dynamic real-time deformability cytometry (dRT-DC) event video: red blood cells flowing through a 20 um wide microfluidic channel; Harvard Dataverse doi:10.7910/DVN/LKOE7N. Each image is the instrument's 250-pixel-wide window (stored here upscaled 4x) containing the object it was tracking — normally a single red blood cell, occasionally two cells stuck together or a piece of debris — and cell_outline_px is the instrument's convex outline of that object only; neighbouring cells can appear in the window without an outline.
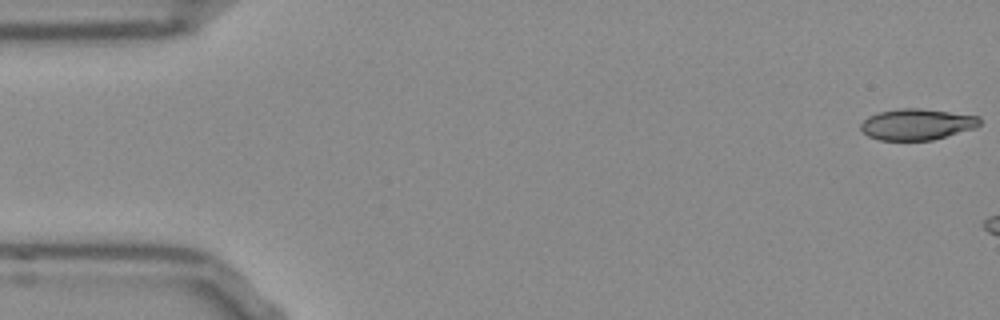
{"species": "Egyptian fruit bat (a non-hibernating species)", "species_latin": "Rousettus aegyptiacus", "temperature_condition": "room temperature", "stored_images_in_passage": 14, "camera_frame_rate_fps": 3000, "um_per_image_px": 0.085, "frame": {"image": 1, "passage_image": 1, "time_ms": 0.0, "image_size_px": [1000, 320], "cell_outline_px": [[980, 124], [976, 128], [932, 140], [880, 140], [868, 136], [860, 128], [860, 124], [868, 116], [880, 112], [900, 108], [920, 108], [980, 116]], "centroid_in_image_um": [77.95, 10.57], "position_along_channel_um": 7.1, "area_um2": 21.56}}